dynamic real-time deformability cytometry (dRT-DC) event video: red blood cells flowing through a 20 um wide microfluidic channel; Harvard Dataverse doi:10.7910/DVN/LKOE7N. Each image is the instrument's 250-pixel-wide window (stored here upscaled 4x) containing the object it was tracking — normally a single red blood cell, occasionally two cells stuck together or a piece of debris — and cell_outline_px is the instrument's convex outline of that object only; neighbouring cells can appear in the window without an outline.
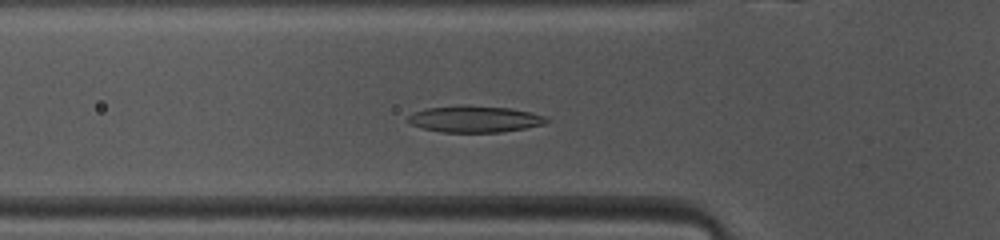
{"species": "common noctule bat (a hibernating species)", "species_latin": "Nyctalus noctula", "temperature_condition": "warm", "stored_images_in_passage": 38, "camera_frame_rate_fps": 3000, "um_per_image_px": 0.085, "animal": {"sex": "female", "body_mass_g": 10.0, "forearm_length_mm": 53.1}, "frame": {"image": 1, "passage_image": 5, "time_ms": 1.333, "image_size_px": [1000, 240], "cell_outline_px": [[552, 120], [544, 124], [524, 128], [500, 132], [444, 132], [424, 128], [412, 124], [408, 120], [408, 116], [424, 108], [464, 104], [468, 104], [512, 108], [532, 112], [544, 116]], "centroid_in_image_um": [40.4, 10.09], "position_along_channel_um": 85.4, "area_um2": 21.56}}
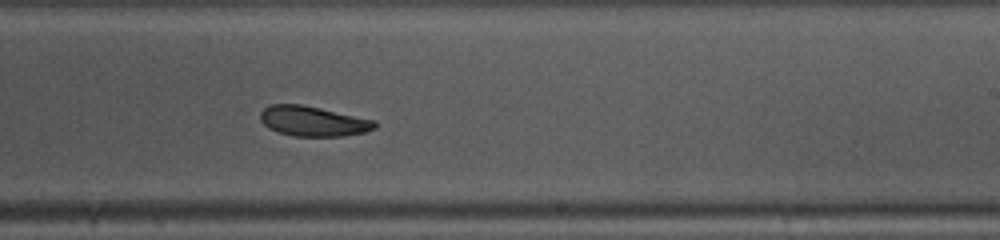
{"frame": {"image": 2, "passage_image": 18, "time_ms": 5.667, "image_size_px": [1000, 240], "cell_outline_px": [[376, 128], [364, 132], [344, 136], [292, 136], [276, 132], [268, 128], [260, 120], [260, 112], [268, 104], [300, 104], [320, 108], [376, 120]], "centroid_in_image_um": [26.58, 10.3], "position_along_channel_um": 262.4, "area_um2": 20.17}}
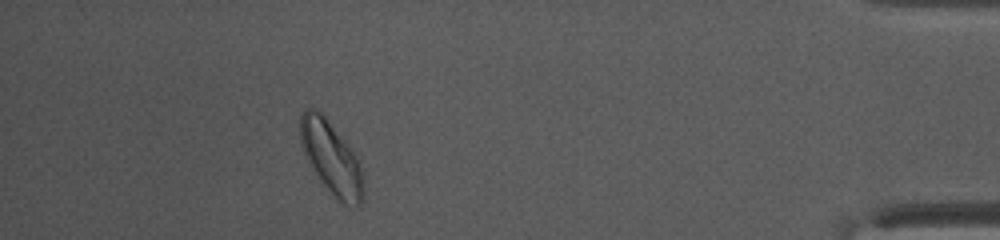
{"frame": {"image": 3, "passage_image": 33, "time_ms": 10.667, "image_size_px": [1000, 240], "cell_outline_px": [[364, 200], [360, 208], [356, 208], [344, 204], [320, 180], [304, 152], [300, 144], [300, 116], [308, 108], [312, 108], [320, 112], [324, 116], [352, 148], [360, 164], [364, 184]], "centroid_in_image_um": [28.21, 13.45], "position_along_channel_um": 407.0, "area_um2": 26.53}, "authors_computed_cell_mechanics": {"area_um2": 21.1259, "velocity_mm_per_s": 4.0766, "shape_relaxation_time_tau1_ms": 3.5166, "shape_relaxation_time_tau2_ms": 6.3544, "deformation_change_tau1": 0.1228, "deformation_change_tau2": 0.1306}}